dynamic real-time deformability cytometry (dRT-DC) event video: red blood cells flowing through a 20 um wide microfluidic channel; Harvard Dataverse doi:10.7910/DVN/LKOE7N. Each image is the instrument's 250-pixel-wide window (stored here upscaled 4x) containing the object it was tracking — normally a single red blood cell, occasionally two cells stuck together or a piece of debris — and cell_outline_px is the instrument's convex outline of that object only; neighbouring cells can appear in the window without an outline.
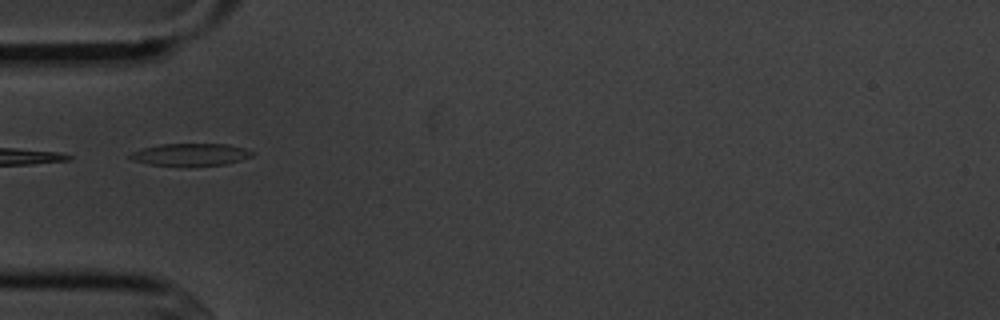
{"species": "common noctule bat (a hibernating species)", "species_latin": "Nyctalus noctula", "temperature_condition": "cold", "stored_images_in_passage": 14, "camera_frame_rate_fps": 3000, "um_per_image_px": 0.085, "animal": {"sex": "male", "body_mass_g": 20.1, "forearm_length_mm": 53.5}, "frame": {"image": 1, "passage_image": 5, "time_ms": 5.333, "image_size_px": [1000, 320], "cell_outline_px": [[252, 156], [240, 160], [224, 164], [188, 168], [148, 164], [132, 160], [128, 156], [132, 152], [144, 148], [160, 144], [228, 144], [244, 148], [252, 152]], "centroid_in_image_um": [16.16, 13.17], "position_along_channel_um": 68.8, "area_um2": 16.24}}
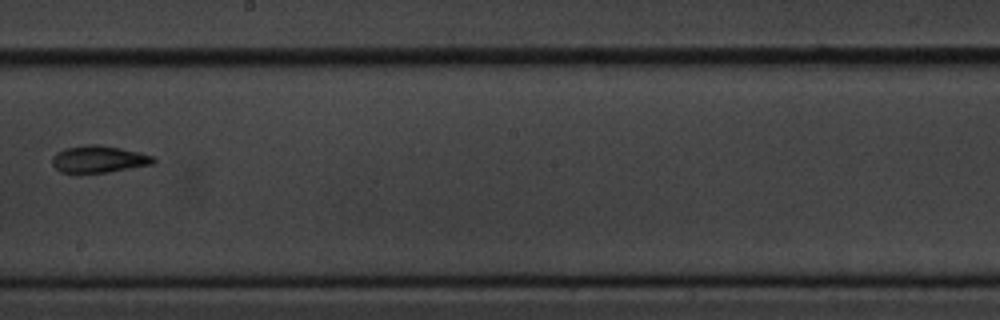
{"frame": {"image": 2, "passage_image": 9, "time_ms": 10.0, "image_size_px": [1000, 320], "cell_outline_px": [[156, 160], [152, 164], [108, 172], [60, 172], [52, 164], [52, 156], [56, 152], [64, 148], [84, 144], [100, 144], [120, 148], [152, 156]], "centroid_in_image_um": [8.34, 13.51], "position_along_channel_um": 239.9, "area_um2": 15.78}}
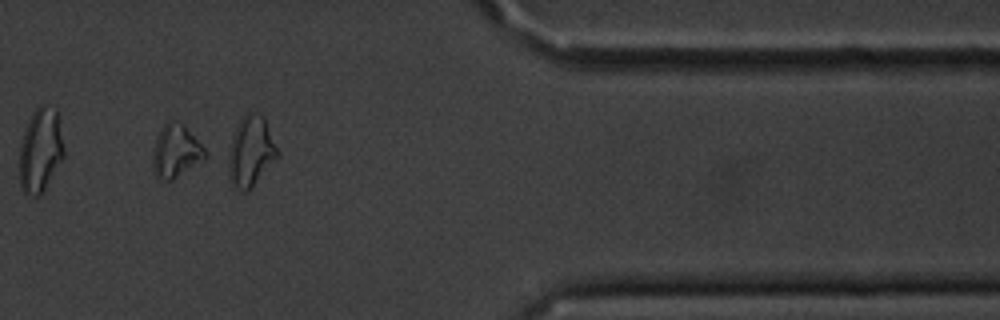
{"frame": {"image": 3, "passage_image": 13, "time_ms": 14.667, "image_size_px": [1000, 320], "cell_outline_px": [[208, 156], [204, 160], [172, 180], [160, 180], [156, 176], [152, 168], [152, 148], [156, 136], [164, 124], [172, 116], [184, 124], [204, 148]], "centroid_in_image_um": [14.92, 12.81], "position_along_channel_um": 396.5, "area_um2": 16.59}, "authors_computed_cell_mechanics": {"area_um2": 16.3285, "velocity_mm_per_s": 3.6546, "shape_relaxation_time_tau1_ms": 4.9648, "shape_relaxation_time_tau2_ms": 1.6452, "deformation_change_tau1": 0.1488, "deformation_change_tau2": 0.0666}}